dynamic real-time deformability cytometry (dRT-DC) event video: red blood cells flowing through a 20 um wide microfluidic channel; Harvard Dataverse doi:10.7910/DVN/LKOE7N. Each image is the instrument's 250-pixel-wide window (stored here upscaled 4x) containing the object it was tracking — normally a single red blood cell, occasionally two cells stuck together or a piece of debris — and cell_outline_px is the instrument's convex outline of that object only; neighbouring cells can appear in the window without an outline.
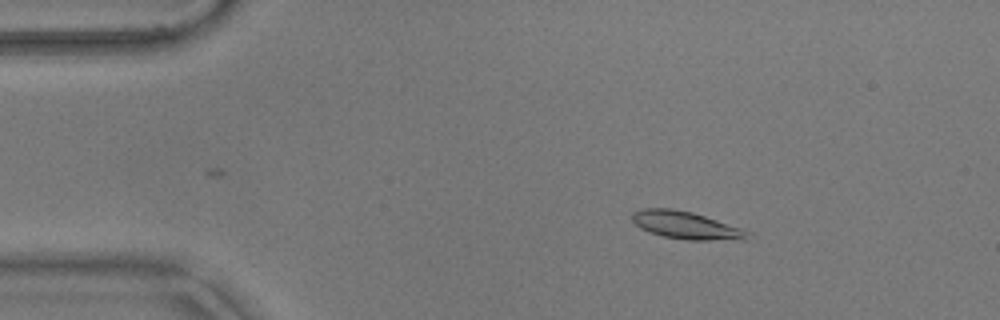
{"species": "common noctule bat (a hibernating species)", "species_latin": "Nyctalus noctula", "temperature_condition": "warm", "stored_images_in_passage": 47, "camera_frame_rate_fps": 3000, "um_per_image_px": 0.085, "animal": {"sex": "male", "body_mass_g": 17.9}, "frame": {"image": 1, "passage_image": 8, "time_ms": 2.333, "image_size_px": [1000, 320], "cell_outline_px": [[752, 232], [744, 240], [688, 240], [664, 236], [648, 232], [640, 228], [632, 220], [632, 212], [640, 208], [672, 208], [692, 212]], "centroid_in_image_um": [58.28, 19.14], "position_along_channel_um": 26.7, "area_um2": 18.5}}
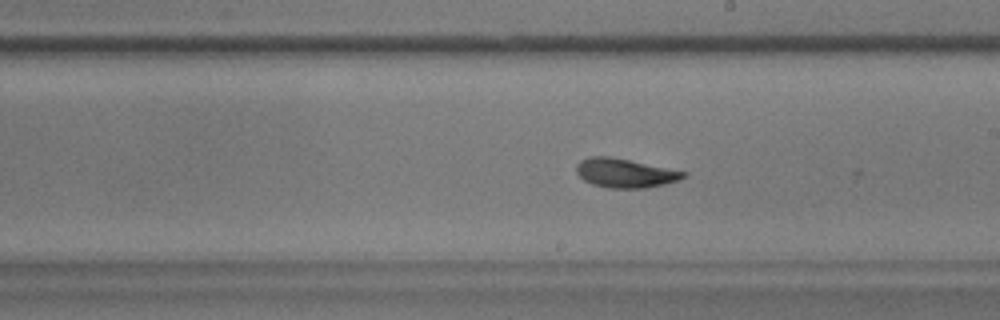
{"frame": {"image": 2, "passage_image": 30, "time_ms": 9.667, "image_size_px": [1000, 320], "cell_outline_px": [[688, 172], [684, 176], [676, 180], [664, 184], [644, 188], [608, 188], [592, 184], [584, 180], [576, 172], [576, 164], [580, 160], [588, 156], [612, 156]], "centroid_in_image_um": [53.08, 14.69], "position_along_channel_um": 235.9, "area_um2": 18.15}}
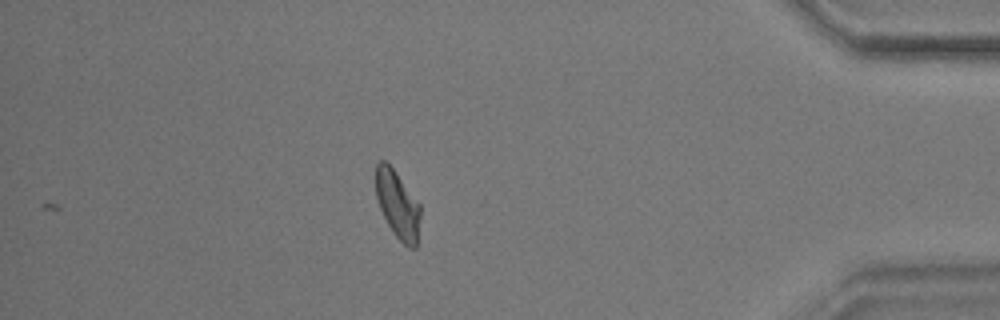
{"frame": {"image": 3, "passage_image": 47, "time_ms": 15.333, "image_size_px": [1000, 320], "cell_outline_px": [[420, 216], [416, 248], [408, 248], [396, 236], [388, 224], [380, 208], [376, 196], [376, 164], [380, 160], [384, 160], [396, 172], [420, 204]], "centroid_in_image_um": [33.8, 17.39], "position_along_channel_um": 401.4, "area_um2": 17.34}, "authors_computed_cell_mechanics": {"area_um2": 17.8024, "velocity_mm_per_s": 3.665, "shape_relaxation_time_tau1_ms": 3.8768, "shape_relaxation_time_tau2_ms": 2.2992, "deformation_change_tau1": 0.1367, "deformation_change_tau2": 0.0843}}